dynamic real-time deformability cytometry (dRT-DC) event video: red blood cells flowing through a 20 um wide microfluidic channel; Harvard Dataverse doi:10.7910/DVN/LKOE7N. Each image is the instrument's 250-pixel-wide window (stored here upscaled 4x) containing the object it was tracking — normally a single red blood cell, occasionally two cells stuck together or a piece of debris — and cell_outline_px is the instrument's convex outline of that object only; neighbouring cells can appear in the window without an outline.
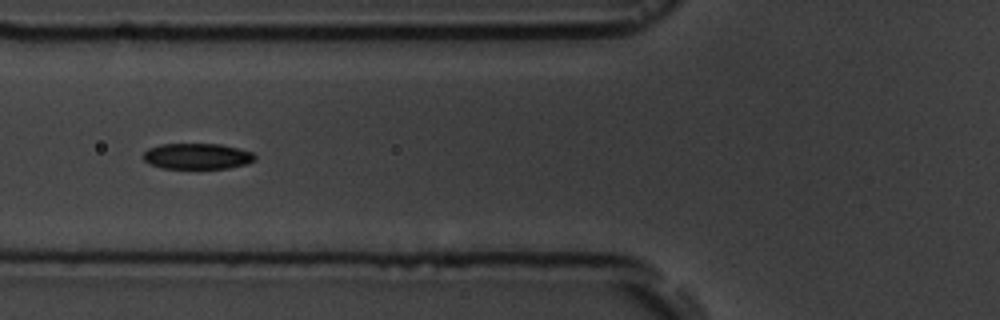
{"species": "common noctule bat (a hibernating species)", "species_latin": "Nyctalus noctula", "temperature_condition": "room temperature", "stored_images_in_passage": 7, "camera_frame_rate_fps": 3000, "um_per_image_px": 0.085, "animal": {"sex": "male", "body_mass_g": 19.5, "forearm_length_mm": 54.6}, "frame": {"image": 1, "passage_image": 4, "time_ms": 4.0, "image_size_px": [1000, 320], "cell_outline_px": [[256, 160], [248, 164], [228, 168], [160, 168], [144, 160], [140, 156], [148, 148], [160, 144], [220, 144], [252, 152], [256, 156]], "centroid_in_image_um": [16.75, 13.28], "position_along_channel_um": 109.0, "area_um2": 16.88}}
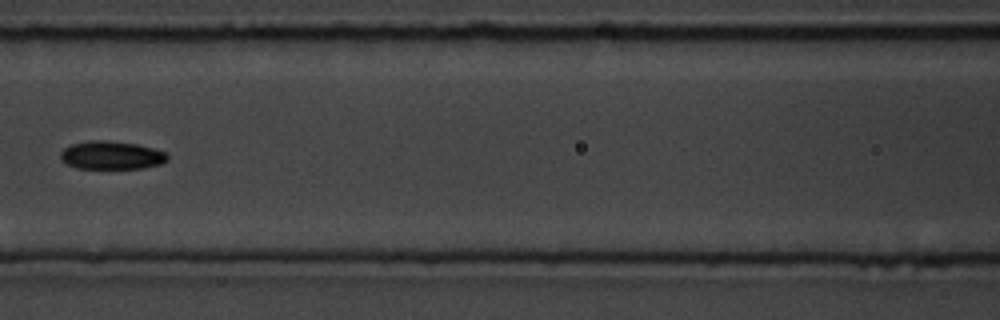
{"frame": {"image": 2, "passage_image": 5, "time_ms": 5.333, "image_size_px": [1000, 320], "cell_outline_px": [[168, 160], [160, 164], [144, 168], [76, 168], [68, 164], [60, 156], [60, 152], [64, 148], [72, 144], [92, 140], [108, 140], [136, 144], [152, 148], [164, 152], [168, 156]], "centroid_in_image_um": [9.48, 13.19], "position_along_channel_um": 157.1, "area_um2": 17.4}}
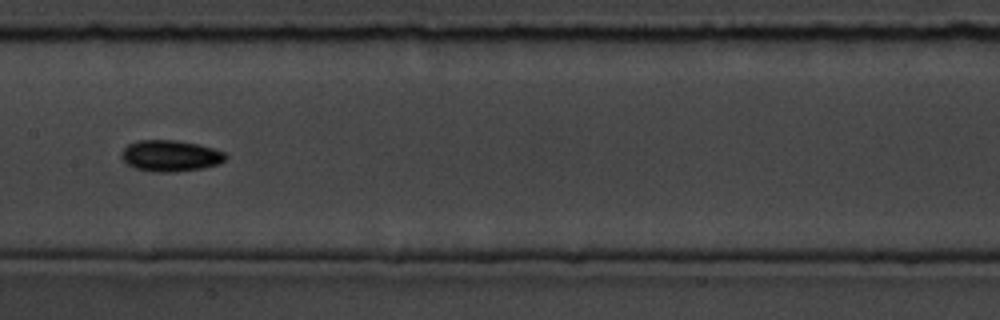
{"frame": {"image": 3, "passage_image": 6, "time_ms": 6.333, "image_size_px": [1000, 320], "cell_outline_px": [[228, 156], [220, 164], [204, 168], [176, 172], [152, 172], [136, 168], [128, 164], [120, 156], [120, 152], [128, 144], [136, 140], [176, 140], [196, 144], [212, 148], [224, 152]], "centroid_in_image_um": [14.48, 13.25], "position_along_channel_um": 192.9, "area_um2": 19.07}}